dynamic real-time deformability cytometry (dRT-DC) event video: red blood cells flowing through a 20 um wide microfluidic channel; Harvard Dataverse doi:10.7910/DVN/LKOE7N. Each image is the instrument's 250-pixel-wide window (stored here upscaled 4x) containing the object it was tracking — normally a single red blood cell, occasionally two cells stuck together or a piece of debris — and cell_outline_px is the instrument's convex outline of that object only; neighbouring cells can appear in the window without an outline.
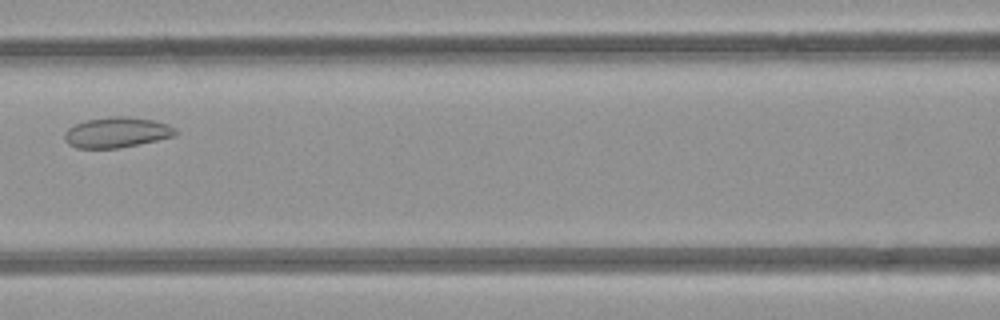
{"species": "common noctule bat (a hibernating species)", "species_latin": "Nyctalus noctula", "temperature_condition": "room temperature", "stored_images_in_passage": 4, "camera_frame_rate_fps": 3000, "um_per_image_px": 0.085, "animal": {"sex": "female", "body_mass_g": 21.9}, "frame": {"image": 1, "passage_image": 3, "time_ms": 2.333, "image_size_px": [1000, 320], "cell_outline_px": [[176, 136], [140, 144], [116, 148], [76, 148], [68, 144], [64, 140], [64, 132], [68, 128], [84, 120], [112, 116], [128, 116], [152, 120], [168, 124], [176, 128]], "centroid_in_image_um": [9.91, 11.25], "position_along_channel_um": 156.7, "area_um2": 19.83}}
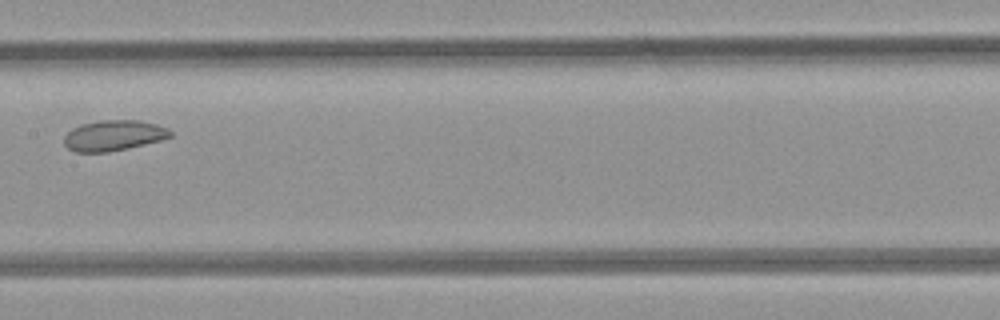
{"frame": {"image": 2, "passage_image": 4, "time_ms": 3.333, "image_size_px": [1000, 320], "cell_outline_px": [[172, 136], [160, 140], [128, 148], [108, 152], [76, 152], [68, 148], [64, 144], [64, 136], [72, 128], [80, 124], [100, 120], [140, 120], [156, 124], [168, 128], [172, 132]], "centroid_in_image_um": [9.65, 11.51], "position_along_channel_um": 197.8, "area_um2": 18.96}}